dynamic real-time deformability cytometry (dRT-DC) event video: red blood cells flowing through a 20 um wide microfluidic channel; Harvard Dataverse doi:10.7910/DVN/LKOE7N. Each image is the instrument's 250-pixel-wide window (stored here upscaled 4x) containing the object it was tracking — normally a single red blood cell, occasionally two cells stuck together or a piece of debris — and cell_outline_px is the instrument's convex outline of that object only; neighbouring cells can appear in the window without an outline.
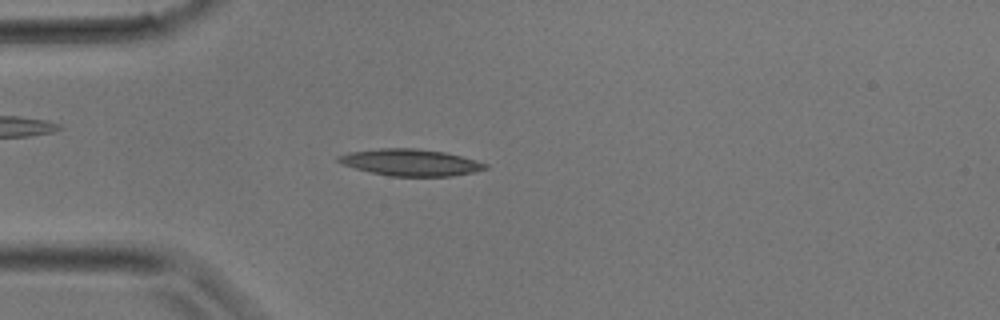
{"species": "common noctule bat (a hibernating species)", "species_latin": "Nyctalus noctula", "temperature_condition": "room temperature", "stored_images_in_passage": 32, "camera_frame_rate_fps": 3000, "um_per_image_px": 0.085, "animal": {"sex": "male", "body_mass_g": 17.9}, "frame": {"image": 1, "passage_image": 7, "time_ms": 2.0, "image_size_px": [1000, 320], "cell_outline_px": [[488, 168], [472, 172], [452, 176], [392, 176], [372, 172], [356, 168], [344, 164], [336, 160], [336, 156], [348, 152], [380, 148], [416, 148], [444, 152], [476, 160], [488, 164]], "centroid_in_image_um": [34.89, 13.8], "position_along_channel_um": 50.1, "area_um2": 22.66}}
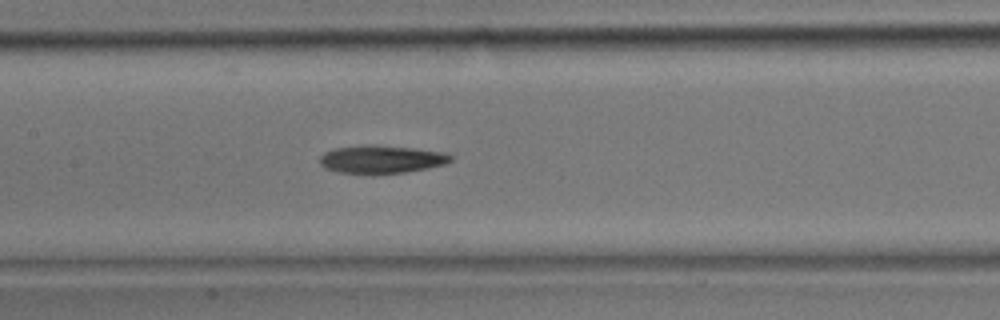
{"frame": {"image": 2, "passage_image": 14, "time_ms": 4.333, "image_size_px": [1000, 320], "cell_outline_px": [[452, 160], [444, 164], [428, 168], [404, 172], [340, 172], [324, 168], [320, 164], [320, 156], [324, 152], [332, 148], [368, 144], [372, 144], [412, 148], [448, 152], [452, 156]], "centroid_in_image_um": [32.42, 13.5], "position_along_channel_um": 175.0, "area_um2": 21.1}}
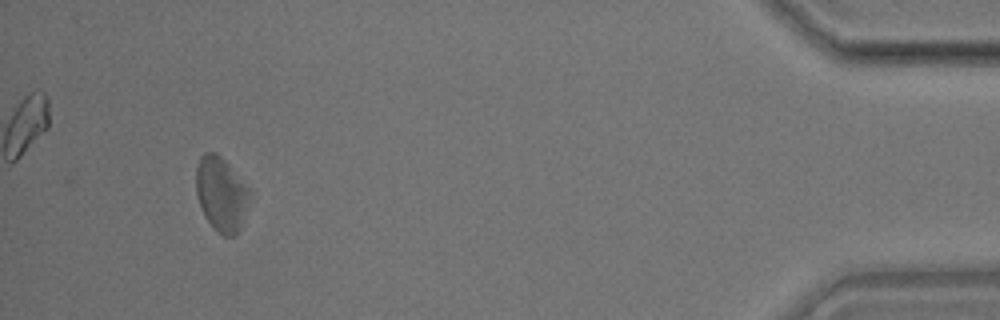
{"frame": {"image": 3, "passage_image": 30, "time_ms": 9.667, "image_size_px": [1000, 320], "cell_outline_px": [[248, 196], [240, 228], [236, 236], [224, 236], [204, 216], [196, 192], [196, 168], [200, 156], [204, 152], [216, 152], [228, 164], [248, 188]], "centroid_in_image_um": [18.76, 16.46], "position_along_channel_um": 416.4, "area_um2": 22.43}}